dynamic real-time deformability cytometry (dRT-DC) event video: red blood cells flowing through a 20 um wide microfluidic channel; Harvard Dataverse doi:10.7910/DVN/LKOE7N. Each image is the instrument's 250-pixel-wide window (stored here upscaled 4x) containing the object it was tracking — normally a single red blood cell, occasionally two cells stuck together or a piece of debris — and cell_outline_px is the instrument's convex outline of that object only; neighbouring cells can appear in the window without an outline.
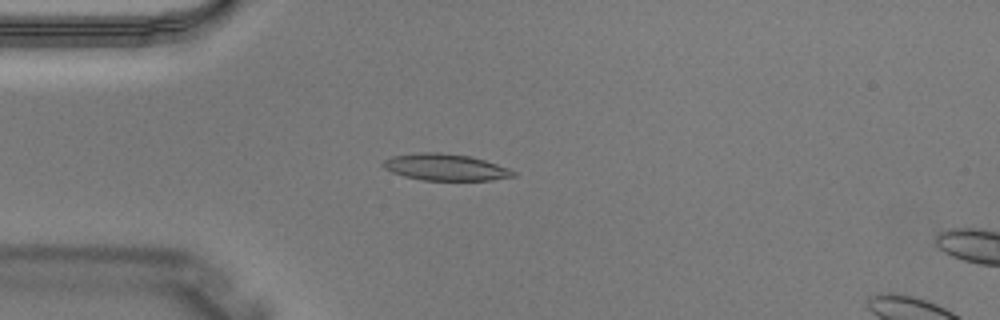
{"species": "Egyptian fruit bat (a non-hibernating species)", "species_latin": "Rousettus aegyptiacus", "temperature_condition": "warm", "stored_images_in_passage": 3, "camera_frame_rate_fps": 3000, "um_per_image_px": 0.085, "animal": {"sex": "male"}, "frame": {"image": 1, "passage_image": 2, "time_ms": 0.333, "image_size_px": [1000, 320], "cell_outline_px": [[516, 176], [492, 180], [424, 180], [404, 176], [392, 172], [384, 168], [380, 164], [384, 160], [392, 156], [420, 152], [440, 152], [472, 156], [508, 168], [516, 172]], "centroid_in_image_um": [37.85, 14.21], "position_along_channel_um": 47.1, "area_um2": 20.23}}